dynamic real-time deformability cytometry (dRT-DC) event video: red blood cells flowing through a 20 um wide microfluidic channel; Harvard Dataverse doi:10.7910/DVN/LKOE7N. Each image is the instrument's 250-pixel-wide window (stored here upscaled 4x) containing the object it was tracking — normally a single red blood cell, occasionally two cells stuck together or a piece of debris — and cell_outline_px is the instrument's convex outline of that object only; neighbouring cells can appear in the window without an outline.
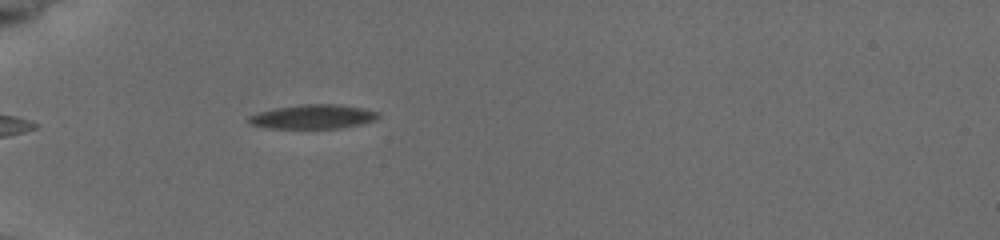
{"species": "common noctule bat (a hibernating species)", "species_latin": "Nyctalus noctula", "temperature_condition": "cold", "stored_images_in_passage": 1, "camera_frame_rate_fps": 3000, "um_per_image_px": 0.085, "animal": {"sex": "female", "body_mass_g": 19.5, "forearm_length_mm": 54.1}, "frame": {"image": 1, "passage_image": 1, "time_ms": 0.0, "image_size_px": [1000, 240], "cell_outline_px": [[380, 116], [372, 120], [360, 124], [336, 128], [272, 128], [252, 124], [248, 120], [248, 116], [260, 112], [276, 108], [308, 104], [336, 104], [360, 108], [380, 112]], "centroid_in_image_um": [26.62, 9.92], "position_along_channel_um": 58.4, "area_um2": 17.74}}